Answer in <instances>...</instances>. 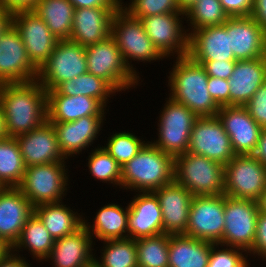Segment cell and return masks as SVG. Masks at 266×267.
Segmentation results:
<instances>
[{
  "label": "cell",
  "mask_w": 266,
  "mask_h": 267,
  "mask_svg": "<svg viewBox=\"0 0 266 267\" xmlns=\"http://www.w3.org/2000/svg\"><path fill=\"white\" fill-rule=\"evenodd\" d=\"M0 104L8 137H17L47 121V92L37 79L0 85Z\"/></svg>",
  "instance_id": "1"
},
{
  "label": "cell",
  "mask_w": 266,
  "mask_h": 267,
  "mask_svg": "<svg viewBox=\"0 0 266 267\" xmlns=\"http://www.w3.org/2000/svg\"><path fill=\"white\" fill-rule=\"evenodd\" d=\"M169 72L168 97L188 107L197 117L217 116L220 107L211 98L207 89L208 79L204 67L188 55L177 57Z\"/></svg>",
  "instance_id": "2"
},
{
  "label": "cell",
  "mask_w": 266,
  "mask_h": 267,
  "mask_svg": "<svg viewBox=\"0 0 266 267\" xmlns=\"http://www.w3.org/2000/svg\"><path fill=\"white\" fill-rule=\"evenodd\" d=\"M174 181V158L159 150L149 140L122 166L121 189L154 192Z\"/></svg>",
  "instance_id": "3"
},
{
  "label": "cell",
  "mask_w": 266,
  "mask_h": 267,
  "mask_svg": "<svg viewBox=\"0 0 266 267\" xmlns=\"http://www.w3.org/2000/svg\"><path fill=\"white\" fill-rule=\"evenodd\" d=\"M111 36L118 45L127 66L140 79L139 72L135 70L132 60L137 61L136 63L138 61L152 63L165 59L146 34L141 20L131 16L121 6L114 13Z\"/></svg>",
  "instance_id": "4"
},
{
  "label": "cell",
  "mask_w": 266,
  "mask_h": 267,
  "mask_svg": "<svg viewBox=\"0 0 266 267\" xmlns=\"http://www.w3.org/2000/svg\"><path fill=\"white\" fill-rule=\"evenodd\" d=\"M224 166L191 152L174 158V181L193 196L224 194Z\"/></svg>",
  "instance_id": "5"
},
{
  "label": "cell",
  "mask_w": 266,
  "mask_h": 267,
  "mask_svg": "<svg viewBox=\"0 0 266 267\" xmlns=\"http://www.w3.org/2000/svg\"><path fill=\"white\" fill-rule=\"evenodd\" d=\"M85 55L87 72L107 81L117 93L139 86L141 79L127 66L111 35L86 46Z\"/></svg>",
  "instance_id": "6"
},
{
  "label": "cell",
  "mask_w": 266,
  "mask_h": 267,
  "mask_svg": "<svg viewBox=\"0 0 266 267\" xmlns=\"http://www.w3.org/2000/svg\"><path fill=\"white\" fill-rule=\"evenodd\" d=\"M67 162L26 167L18 188L35 207L44 203L61 202L70 188ZM68 174V175H67Z\"/></svg>",
  "instance_id": "7"
},
{
  "label": "cell",
  "mask_w": 266,
  "mask_h": 267,
  "mask_svg": "<svg viewBox=\"0 0 266 267\" xmlns=\"http://www.w3.org/2000/svg\"><path fill=\"white\" fill-rule=\"evenodd\" d=\"M166 99L157 122L158 138L150 142L176 158L188 151L191 130L198 117L185 105Z\"/></svg>",
  "instance_id": "8"
},
{
  "label": "cell",
  "mask_w": 266,
  "mask_h": 267,
  "mask_svg": "<svg viewBox=\"0 0 266 267\" xmlns=\"http://www.w3.org/2000/svg\"><path fill=\"white\" fill-rule=\"evenodd\" d=\"M87 72L85 47L70 40H58L47 61L38 70V82L46 91Z\"/></svg>",
  "instance_id": "9"
},
{
  "label": "cell",
  "mask_w": 266,
  "mask_h": 267,
  "mask_svg": "<svg viewBox=\"0 0 266 267\" xmlns=\"http://www.w3.org/2000/svg\"><path fill=\"white\" fill-rule=\"evenodd\" d=\"M224 194L254 200L266 190V167L253 154L235 155L224 166Z\"/></svg>",
  "instance_id": "10"
},
{
  "label": "cell",
  "mask_w": 266,
  "mask_h": 267,
  "mask_svg": "<svg viewBox=\"0 0 266 267\" xmlns=\"http://www.w3.org/2000/svg\"><path fill=\"white\" fill-rule=\"evenodd\" d=\"M258 215L257 201L225 195L224 231L219 244L248 253L254 245Z\"/></svg>",
  "instance_id": "11"
},
{
  "label": "cell",
  "mask_w": 266,
  "mask_h": 267,
  "mask_svg": "<svg viewBox=\"0 0 266 267\" xmlns=\"http://www.w3.org/2000/svg\"><path fill=\"white\" fill-rule=\"evenodd\" d=\"M140 20L146 34L166 59L188 55L189 33L183 26L185 13L152 15Z\"/></svg>",
  "instance_id": "12"
},
{
  "label": "cell",
  "mask_w": 266,
  "mask_h": 267,
  "mask_svg": "<svg viewBox=\"0 0 266 267\" xmlns=\"http://www.w3.org/2000/svg\"><path fill=\"white\" fill-rule=\"evenodd\" d=\"M225 194L194 196L185 235L214 244L220 243L224 231Z\"/></svg>",
  "instance_id": "13"
},
{
  "label": "cell",
  "mask_w": 266,
  "mask_h": 267,
  "mask_svg": "<svg viewBox=\"0 0 266 267\" xmlns=\"http://www.w3.org/2000/svg\"><path fill=\"white\" fill-rule=\"evenodd\" d=\"M187 152L205 156L223 166L236 155L218 116L198 117L196 119L191 130Z\"/></svg>",
  "instance_id": "14"
},
{
  "label": "cell",
  "mask_w": 266,
  "mask_h": 267,
  "mask_svg": "<svg viewBox=\"0 0 266 267\" xmlns=\"http://www.w3.org/2000/svg\"><path fill=\"white\" fill-rule=\"evenodd\" d=\"M13 26L25 45L29 60L39 70L50 57L58 39L33 10L14 12Z\"/></svg>",
  "instance_id": "15"
},
{
  "label": "cell",
  "mask_w": 266,
  "mask_h": 267,
  "mask_svg": "<svg viewBox=\"0 0 266 267\" xmlns=\"http://www.w3.org/2000/svg\"><path fill=\"white\" fill-rule=\"evenodd\" d=\"M38 69L29 60L25 45L14 26L0 36V85L37 79Z\"/></svg>",
  "instance_id": "16"
},
{
  "label": "cell",
  "mask_w": 266,
  "mask_h": 267,
  "mask_svg": "<svg viewBox=\"0 0 266 267\" xmlns=\"http://www.w3.org/2000/svg\"><path fill=\"white\" fill-rule=\"evenodd\" d=\"M217 116L230 138L233 152L236 155L253 154L263 129L251 118L246 107L222 106Z\"/></svg>",
  "instance_id": "17"
},
{
  "label": "cell",
  "mask_w": 266,
  "mask_h": 267,
  "mask_svg": "<svg viewBox=\"0 0 266 267\" xmlns=\"http://www.w3.org/2000/svg\"><path fill=\"white\" fill-rule=\"evenodd\" d=\"M15 138L26 167L68 161L60 150L57 134L48 120Z\"/></svg>",
  "instance_id": "18"
},
{
  "label": "cell",
  "mask_w": 266,
  "mask_h": 267,
  "mask_svg": "<svg viewBox=\"0 0 266 267\" xmlns=\"http://www.w3.org/2000/svg\"><path fill=\"white\" fill-rule=\"evenodd\" d=\"M162 211L163 231L166 235H185L193 195L173 181L154 191Z\"/></svg>",
  "instance_id": "19"
},
{
  "label": "cell",
  "mask_w": 266,
  "mask_h": 267,
  "mask_svg": "<svg viewBox=\"0 0 266 267\" xmlns=\"http://www.w3.org/2000/svg\"><path fill=\"white\" fill-rule=\"evenodd\" d=\"M128 203V238L136 240L164 233L162 211L154 192H137Z\"/></svg>",
  "instance_id": "20"
},
{
  "label": "cell",
  "mask_w": 266,
  "mask_h": 267,
  "mask_svg": "<svg viewBox=\"0 0 266 267\" xmlns=\"http://www.w3.org/2000/svg\"><path fill=\"white\" fill-rule=\"evenodd\" d=\"M104 121L105 116H84L71 122L52 123L62 154L70 159L93 146L102 133Z\"/></svg>",
  "instance_id": "21"
},
{
  "label": "cell",
  "mask_w": 266,
  "mask_h": 267,
  "mask_svg": "<svg viewBox=\"0 0 266 267\" xmlns=\"http://www.w3.org/2000/svg\"><path fill=\"white\" fill-rule=\"evenodd\" d=\"M34 206L18 187L0 190V237L11 247L17 242Z\"/></svg>",
  "instance_id": "22"
},
{
  "label": "cell",
  "mask_w": 266,
  "mask_h": 267,
  "mask_svg": "<svg viewBox=\"0 0 266 267\" xmlns=\"http://www.w3.org/2000/svg\"><path fill=\"white\" fill-rule=\"evenodd\" d=\"M95 241L83 225L71 235L56 239L50 255L44 260L53 267H93Z\"/></svg>",
  "instance_id": "23"
},
{
  "label": "cell",
  "mask_w": 266,
  "mask_h": 267,
  "mask_svg": "<svg viewBox=\"0 0 266 267\" xmlns=\"http://www.w3.org/2000/svg\"><path fill=\"white\" fill-rule=\"evenodd\" d=\"M224 28L229 33L230 48L236 61L262 56L266 32L251 17H230Z\"/></svg>",
  "instance_id": "24"
},
{
  "label": "cell",
  "mask_w": 266,
  "mask_h": 267,
  "mask_svg": "<svg viewBox=\"0 0 266 267\" xmlns=\"http://www.w3.org/2000/svg\"><path fill=\"white\" fill-rule=\"evenodd\" d=\"M188 33V56L193 61L236 60L224 24L188 30Z\"/></svg>",
  "instance_id": "25"
},
{
  "label": "cell",
  "mask_w": 266,
  "mask_h": 267,
  "mask_svg": "<svg viewBox=\"0 0 266 267\" xmlns=\"http://www.w3.org/2000/svg\"><path fill=\"white\" fill-rule=\"evenodd\" d=\"M117 9H75L70 40L83 47L103 41L111 35L112 19Z\"/></svg>",
  "instance_id": "26"
},
{
  "label": "cell",
  "mask_w": 266,
  "mask_h": 267,
  "mask_svg": "<svg viewBox=\"0 0 266 267\" xmlns=\"http://www.w3.org/2000/svg\"><path fill=\"white\" fill-rule=\"evenodd\" d=\"M47 92V120L64 123L84 116H105L109 111L97 99L88 96H67L56 89Z\"/></svg>",
  "instance_id": "27"
},
{
  "label": "cell",
  "mask_w": 266,
  "mask_h": 267,
  "mask_svg": "<svg viewBox=\"0 0 266 267\" xmlns=\"http://www.w3.org/2000/svg\"><path fill=\"white\" fill-rule=\"evenodd\" d=\"M228 82L230 105L245 106L266 82V68L262 58L236 61Z\"/></svg>",
  "instance_id": "28"
},
{
  "label": "cell",
  "mask_w": 266,
  "mask_h": 267,
  "mask_svg": "<svg viewBox=\"0 0 266 267\" xmlns=\"http://www.w3.org/2000/svg\"><path fill=\"white\" fill-rule=\"evenodd\" d=\"M128 213L129 206L122 207L120 204L107 203L95 213L93 223L85 220L84 226L87 228L88 233L92 239L96 241H107L128 238Z\"/></svg>",
  "instance_id": "29"
},
{
  "label": "cell",
  "mask_w": 266,
  "mask_h": 267,
  "mask_svg": "<svg viewBox=\"0 0 266 267\" xmlns=\"http://www.w3.org/2000/svg\"><path fill=\"white\" fill-rule=\"evenodd\" d=\"M78 212L63 201L34 207V214L55 240L73 234L84 225V217Z\"/></svg>",
  "instance_id": "30"
},
{
  "label": "cell",
  "mask_w": 266,
  "mask_h": 267,
  "mask_svg": "<svg viewBox=\"0 0 266 267\" xmlns=\"http://www.w3.org/2000/svg\"><path fill=\"white\" fill-rule=\"evenodd\" d=\"M213 244L186 235H170L168 267H207Z\"/></svg>",
  "instance_id": "31"
},
{
  "label": "cell",
  "mask_w": 266,
  "mask_h": 267,
  "mask_svg": "<svg viewBox=\"0 0 266 267\" xmlns=\"http://www.w3.org/2000/svg\"><path fill=\"white\" fill-rule=\"evenodd\" d=\"M54 242L55 239L33 213L27 219L19 239L12 247V252L20 256V251L26 250L34 260L43 263L50 255Z\"/></svg>",
  "instance_id": "32"
},
{
  "label": "cell",
  "mask_w": 266,
  "mask_h": 267,
  "mask_svg": "<svg viewBox=\"0 0 266 267\" xmlns=\"http://www.w3.org/2000/svg\"><path fill=\"white\" fill-rule=\"evenodd\" d=\"M58 39H70L75 8L69 0H39L32 9Z\"/></svg>",
  "instance_id": "33"
},
{
  "label": "cell",
  "mask_w": 266,
  "mask_h": 267,
  "mask_svg": "<svg viewBox=\"0 0 266 267\" xmlns=\"http://www.w3.org/2000/svg\"><path fill=\"white\" fill-rule=\"evenodd\" d=\"M56 90L67 96H88L97 99L105 108L116 90L104 79L86 72L61 83Z\"/></svg>",
  "instance_id": "34"
},
{
  "label": "cell",
  "mask_w": 266,
  "mask_h": 267,
  "mask_svg": "<svg viewBox=\"0 0 266 267\" xmlns=\"http://www.w3.org/2000/svg\"><path fill=\"white\" fill-rule=\"evenodd\" d=\"M26 166L16 138L0 139V184L2 187H18Z\"/></svg>",
  "instance_id": "35"
},
{
  "label": "cell",
  "mask_w": 266,
  "mask_h": 267,
  "mask_svg": "<svg viewBox=\"0 0 266 267\" xmlns=\"http://www.w3.org/2000/svg\"><path fill=\"white\" fill-rule=\"evenodd\" d=\"M100 249V257H94L93 267H138L134 239L107 240Z\"/></svg>",
  "instance_id": "36"
},
{
  "label": "cell",
  "mask_w": 266,
  "mask_h": 267,
  "mask_svg": "<svg viewBox=\"0 0 266 267\" xmlns=\"http://www.w3.org/2000/svg\"><path fill=\"white\" fill-rule=\"evenodd\" d=\"M170 235L161 234L135 240L138 267H168Z\"/></svg>",
  "instance_id": "37"
},
{
  "label": "cell",
  "mask_w": 266,
  "mask_h": 267,
  "mask_svg": "<svg viewBox=\"0 0 266 267\" xmlns=\"http://www.w3.org/2000/svg\"><path fill=\"white\" fill-rule=\"evenodd\" d=\"M229 18L219 0H198L185 13L187 30L223 25Z\"/></svg>",
  "instance_id": "38"
},
{
  "label": "cell",
  "mask_w": 266,
  "mask_h": 267,
  "mask_svg": "<svg viewBox=\"0 0 266 267\" xmlns=\"http://www.w3.org/2000/svg\"><path fill=\"white\" fill-rule=\"evenodd\" d=\"M88 155V172L102 183L121 188V165L101 146L94 147ZM117 185V186H116Z\"/></svg>",
  "instance_id": "39"
},
{
  "label": "cell",
  "mask_w": 266,
  "mask_h": 267,
  "mask_svg": "<svg viewBox=\"0 0 266 267\" xmlns=\"http://www.w3.org/2000/svg\"><path fill=\"white\" fill-rule=\"evenodd\" d=\"M111 136V137H110ZM107 138L106 145L102 146L121 167L130 161L147 142L139 138L135 133L126 130L121 132H113Z\"/></svg>",
  "instance_id": "40"
},
{
  "label": "cell",
  "mask_w": 266,
  "mask_h": 267,
  "mask_svg": "<svg viewBox=\"0 0 266 267\" xmlns=\"http://www.w3.org/2000/svg\"><path fill=\"white\" fill-rule=\"evenodd\" d=\"M121 3V7L135 18L148 17L152 15L183 13L178 7L177 0H129ZM126 4V5H125ZM125 5V6H124Z\"/></svg>",
  "instance_id": "41"
},
{
  "label": "cell",
  "mask_w": 266,
  "mask_h": 267,
  "mask_svg": "<svg viewBox=\"0 0 266 267\" xmlns=\"http://www.w3.org/2000/svg\"><path fill=\"white\" fill-rule=\"evenodd\" d=\"M246 254L244 249L216 243L211 246L207 267H250Z\"/></svg>",
  "instance_id": "42"
},
{
  "label": "cell",
  "mask_w": 266,
  "mask_h": 267,
  "mask_svg": "<svg viewBox=\"0 0 266 267\" xmlns=\"http://www.w3.org/2000/svg\"><path fill=\"white\" fill-rule=\"evenodd\" d=\"M245 107L251 118L266 130V82L259 87Z\"/></svg>",
  "instance_id": "43"
},
{
  "label": "cell",
  "mask_w": 266,
  "mask_h": 267,
  "mask_svg": "<svg viewBox=\"0 0 266 267\" xmlns=\"http://www.w3.org/2000/svg\"><path fill=\"white\" fill-rule=\"evenodd\" d=\"M207 85L211 98L219 107L230 105L228 80L209 76Z\"/></svg>",
  "instance_id": "44"
},
{
  "label": "cell",
  "mask_w": 266,
  "mask_h": 267,
  "mask_svg": "<svg viewBox=\"0 0 266 267\" xmlns=\"http://www.w3.org/2000/svg\"><path fill=\"white\" fill-rule=\"evenodd\" d=\"M247 255L266 261V213L259 212L254 245Z\"/></svg>",
  "instance_id": "45"
},
{
  "label": "cell",
  "mask_w": 266,
  "mask_h": 267,
  "mask_svg": "<svg viewBox=\"0 0 266 267\" xmlns=\"http://www.w3.org/2000/svg\"><path fill=\"white\" fill-rule=\"evenodd\" d=\"M201 64L207 75L214 78H222L228 80L232 74L234 67L236 65V60H227V61H195Z\"/></svg>",
  "instance_id": "46"
},
{
  "label": "cell",
  "mask_w": 266,
  "mask_h": 267,
  "mask_svg": "<svg viewBox=\"0 0 266 267\" xmlns=\"http://www.w3.org/2000/svg\"><path fill=\"white\" fill-rule=\"evenodd\" d=\"M229 17H249L253 10V0H219Z\"/></svg>",
  "instance_id": "47"
},
{
  "label": "cell",
  "mask_w": 266,
  "mask_h": 267,
  "mask_svg": "<svg viewBox=\"0 0 266 267\" xmlns=\"http://www.w3.org/2000/svg\"><path fill=\"white\" fill-rule=\"evenodd\" d=\"M75 9L78 8H119L116 0H69Z\"/></svg>",
  "instance_id": "48"
},
{
  "label": "cell",
  "mask_w": 266,
  "mask_h": 267,
  "mask_svg": "<svg viewBox=\"0 0 266 267\" xmlns=\"http://www.w3.org/2000/svg\"><path fill=\"white\" fill-rule=\"evenodd\" d=\"M39 0H0V5L12 12L32 10Z\"/></svg>",
  "instance_id": "49"
},
{
  "label": "cell",
  "mask_w": 266,
  "mask_h": 267,
  "mask_svg": "<svg viewBox=\"0 0 266 267\" xmlns=\"http://www.w3.org/2000/svg\"><path fill=\"white\" fill-rule=\"evenodd\" d=\"M251 17L266 32V0H253Z\"/></svg>",
  "instance_id": "50"
},
{
  "label": "cell",
  "mask_w": 266,
  "mask_h": 267,
  "mask_svg": "<svg viewBox=\"0 0 266 267\" xmlns=\"http://www.w3.org/2000/svg\"><path fill=\"white\" fill-rule=\"evenodd\" d=\"M22 256L23 254L19 256L11 251L3 259H0V267H31L32 264H29Z\"/></svg>",
  "instance_id": "51"
},
{
  "label": "cell",
  "mask_w": 266,
  "mask_h": 267,
  "mask_svg": "<svg viewBox=\"0 0 266 267\" xmlns=\"http://www.w3.org/2000/svg\"><path fill=\"white\" fill-rule=\"evenodd\" d=\"M14 12L0 5V36L13 26Z\"/></svg>",
  "instance_id": "52"
},
{
  "label": "cell",
  "mask_w": 266,
  "mask_h": 267,
  "mask_svg": "<svg viewBox=\"0 0 266 267\" xmlns=\"http://www.w3.org/2000/svg\"><path fill=\"white\" fill-rule=\"evenodd\" d=\"M253 155L266 167V130H262L257 148Z\"/></svg>",
  "instance_id": "53"
},
{
  "label": "cell",
  "mask_w": 266,
  "mask_h": 267,
  "mask_svg": "<svg viewBox=\"0 0 266 267\" xmlns=\"http://www.w3.org/2000/svg\"><path fill=\"white\" fill-rule=\"evenodd\" d=\"M181 12L186 13L198 0H177Z\"/></svg>",
  "instance_id": "54"
},
{
  "label": "cell",
  "mask_w": 266,
  "mask_h": 267,
  "mask_svg": "<svg viewBox=\"0 0 266 267\" xmlns=\"http://www.w3.org/2000/svg\"><path fill=\"white\" fill-rule=\"evenodd\" d=\"M12 251V247L0 237V259H3Z\"/></svg>",
  "instance_id": "55"
},
{
  "label": "cell",
  "mask_w": 266,
  "mask_h": 267,
  "mask_svg": "<svg viewBox=\"0 0 266 267\" xmlns=\"http://www.w3.org/2000/svg\"><path fill=\"white\" fill-rule=\"evenodd\" d=\"M8 137L5 126V118L3 115V110L0 104V139Z\"/></svg>",
  "instance_id": "56"
},
{
  "label": "cell",
  "mask_w": 266,
  "mask_h": 267,
  "mask_svg": "<svg viewBox=\"0 0 266 267\" xmlns=\"http://www.w3.org/2000/svg\"><path fill=\"white\" fill-rule=\"evenodd\" d=\"M258 211L261 213H266V190L257 199Z\"/></svg>",
  "instance_id": "57"
},
{
  "label": "cell",
  "mask_w": 266,
  "mask_h": 267,
  "mask_svg": "<svg viewBox=\"0 0 266 267\" xmlns=\"http://www.w3.org/2000/svg\"><path fill=\"white\" fill-rule=\"evenodd\" d=\"M262 60H263V63H264V66L266 68V42L264 44V49L262 51V56H261Z\"/></svg>",
  "instance_id": "58"
},
{
  "label": "cell",
  "mask_w": 266,
  "mask_h": 267,
  "mask_svg": "<svg viewBox=\"0 0 266 267\" xmlns=\"http://www.w3.org/2000/svg\"><path fill=\"white\" fill-rule=\"evenodd\" d=\"M119 4L123 3L124 0H116Z\"/></svg>",
  "instance_id": "59"
}]
</instances>
